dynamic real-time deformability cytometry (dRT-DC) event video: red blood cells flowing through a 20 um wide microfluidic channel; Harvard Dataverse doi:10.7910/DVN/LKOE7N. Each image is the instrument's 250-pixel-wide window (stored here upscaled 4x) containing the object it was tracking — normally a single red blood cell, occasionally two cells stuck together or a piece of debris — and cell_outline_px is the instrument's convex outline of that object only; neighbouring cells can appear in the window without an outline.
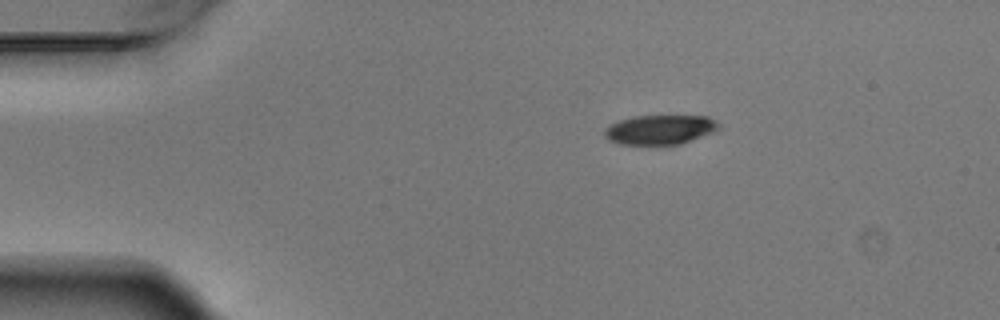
{"species": "Egyptian fruit bat (a non-hibernating species)", "species_latin": "Rousettus aegyptiacus", "temperature_condition": "warm", "stored_images_in_passage": 5, "camera_frame_rate_fps": 3000, "um_per_image_px": 0.085, "animal": {"sex": "male"}, "frame": {"image": 1, "passage_image": 1, "time_ms": 0.0, "image_size_px": [1000, 320], "cell_outline_px": [[720, 128], [712, 132], [680, 144], [620, 144], [604, 136], [604, 128], [608, 124], [620, 120], [636, 116], [708, 116], [716, 120], [720, 124]], "centroid_in_image_um": [56.1, 11.01], "position_along_channel_um": 28.9, "area_um2": 19.48}}
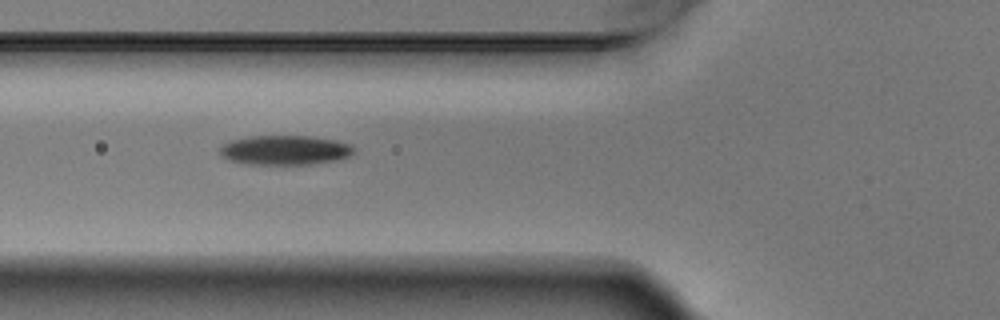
{"frame": {"image": 2, "passage_image": 4, "time_ms": 1.0, "image_size_px": [1000, 320], "cell_outline_px": [[356, 148], [348, 156], [336, 160], [312, 164], [248, 164], [228, 160], [220, 152], [220, 148], [224, 144], [232, 140], [248, 136], [308, 136], [336, 140], [352, 144]], "centroid_in_image_um": [24.24, 12.75], "position_along_channel_um": 101.6, "area_um2": 22.95}}
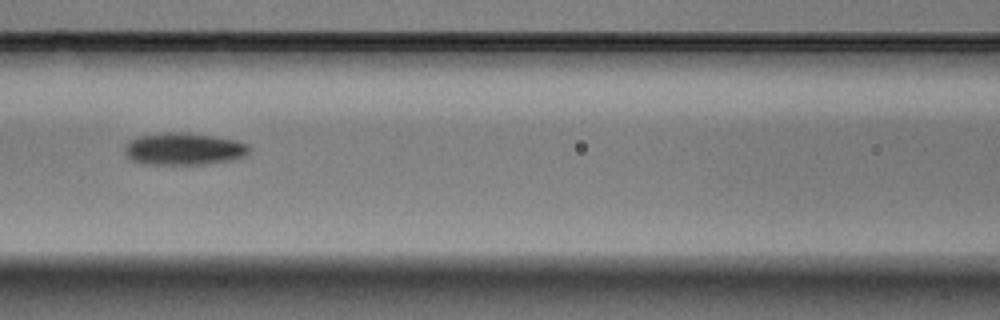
{"frame": {"image": 3, "passage_image": 5, "time_ms": 1.333, "image_size_px": [1000, 320], "cell_outline_px": [[248, 152], [244, 156], [232, 160], [204, 164], [144, 164], [132, 160], [124, 152], [124, 144], [128, 140], [140, 136], [164, 132], [180, 132], [212, 136], [236, 140], [248, 144]], "centroid_in_image_um": [15.58, 12.66], "position_along_channel_um": 151.0, "area_um2": 23.29}}